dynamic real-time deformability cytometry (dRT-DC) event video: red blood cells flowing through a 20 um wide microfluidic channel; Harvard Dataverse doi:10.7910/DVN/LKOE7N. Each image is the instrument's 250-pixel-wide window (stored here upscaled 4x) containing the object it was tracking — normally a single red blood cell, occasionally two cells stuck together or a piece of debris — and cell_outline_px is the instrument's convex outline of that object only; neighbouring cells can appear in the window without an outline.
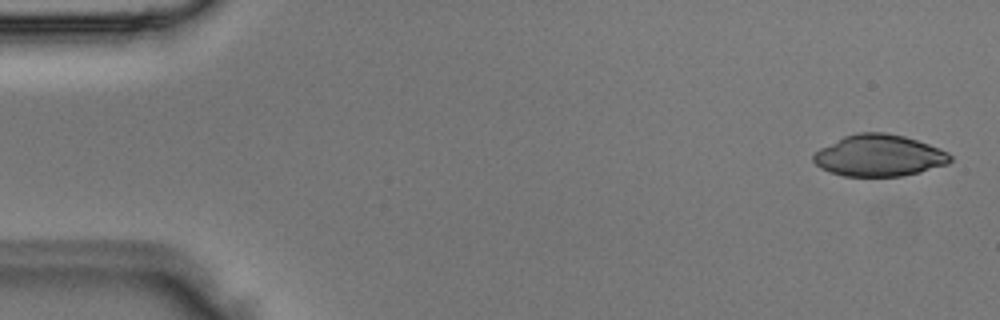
{"species": "Egyptian fruit bat (a non-hibernating species)", "species_latin": "Rousettus aegyptiacus", "temperature_condition": "room temperature", "stored_images_in_passage": 4, "camera_frame_rate_fps": 3000, "um_per_image_px": 0.085, "animal": {"sex": "male"}, "frame": {"image": 1, "passage_image": 1, "time_ms": 0.0, "image_size_px": [1000, 320], "cell_outline_px": [[952, 160], [948, 164], [920, 172], [900, 176], [844, 176], [828, 172], [820, 168], [812, 160], [812, 156], [820, 148], [844, 136], [856, 132], [884, 132], [904, 136], [940, 148], [948, 152], [952, 156]], "centroid_in_image_um": [74.72, 13.22], "position_along_channel_um": 10.3, "area_um2": 33.29}}